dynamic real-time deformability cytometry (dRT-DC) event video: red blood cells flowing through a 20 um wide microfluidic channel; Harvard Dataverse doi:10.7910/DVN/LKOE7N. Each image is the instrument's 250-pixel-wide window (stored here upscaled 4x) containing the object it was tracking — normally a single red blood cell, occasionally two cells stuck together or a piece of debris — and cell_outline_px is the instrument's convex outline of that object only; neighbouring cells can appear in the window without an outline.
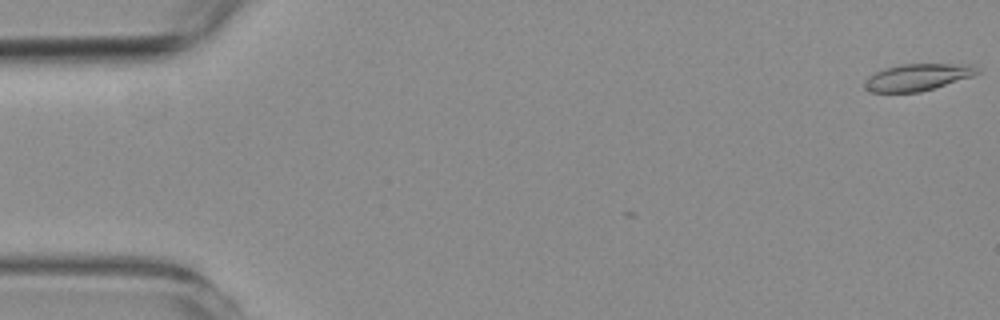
{"species": "common noctule bat (a hibernating species)", "species_latin": "Nyctalus noctula", "temperature_condition": "room temperature", "stored_images_in_passage": 3, "camera_frame_rate_fps": 3000, "um_per_image_px": 0.085, "animal": {"sex": "female", "body_mass_g": 19.3, "forearm_length_mm": 54.1}, "frame": {"image": 1, "passage_image": 1, "time_ms": 0.0, "image_size_px": [1000, 320], "cell_outline_px": [[980, 72], [972, 76], [920, 92], [868, 92], [864, 88], [864, 80], [868, 76], [884, 68], [900, 64], [972, 64], [980, 68]], "centroid_in_image_um": [77.97, 6.55], "position_along_channel_um": 7.0, "area_um2": 17.69}}